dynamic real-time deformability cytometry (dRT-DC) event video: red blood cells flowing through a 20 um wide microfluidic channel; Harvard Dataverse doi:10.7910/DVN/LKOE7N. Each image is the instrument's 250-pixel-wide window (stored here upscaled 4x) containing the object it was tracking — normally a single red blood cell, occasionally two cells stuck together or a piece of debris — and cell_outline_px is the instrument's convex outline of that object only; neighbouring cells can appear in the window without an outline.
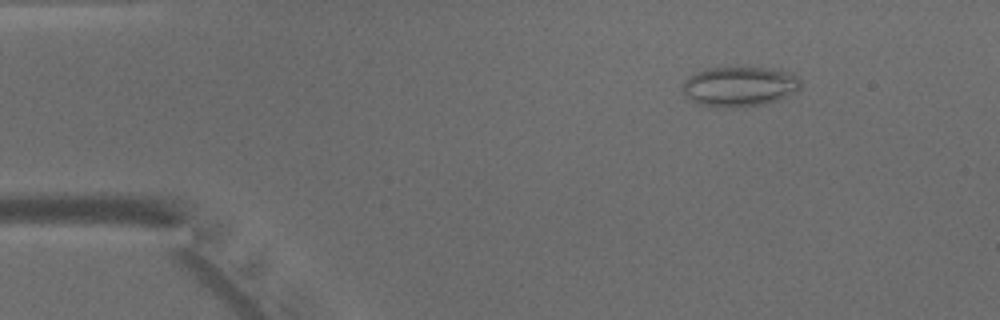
{"species": "common noctule bat (a hibernating species)", "species_latin": "Nyctalus noctula", "temperature_condition": "warm", "stored_images_in_passage": 44, "camera_frame_rate_fps": 3000, "um_per_image_px": 0.085, "animal": {"sex": "male", "body_mass_g": 15.6}, "frame": {"image": 1, "passage_image": 4, "time_ms": 1.0, "image_size_px": [1000, 320], "cell_outline_px": [[800, 88], [796, 92], [776, 100], [764, 104], [744, 108], [720, 108], [696, 104], [684, 92], [684, 80], [688, 76], [704, 68], [768, 68], [796, 72], [800, 80]], "centroid_in_image_um": [62.89, 7.36], "position_along_channel_um": 22.1, "area_um2": 27.86}}
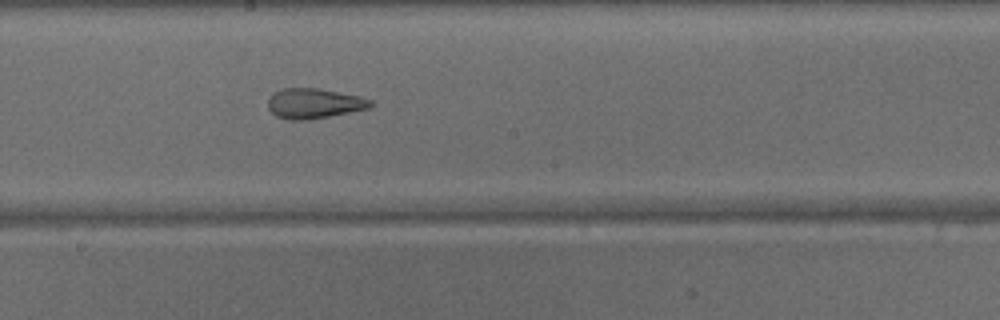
{"frame": {"image": 2, "passage_image": 23, "time_ms": 7.333, "image_size_px": [1000, 320], "cell_outline_px": [[372, 104], [368, 108], [308, 120], [288, 120], [276, 116], [268, 108], [268, 100], [280, 88], [320, 88], [360, 96], [372, 100]], "centroid_in_image_um": [26.68, 8.78], "position_along_channel_um": 221.5, "area_um2": 17.86}}
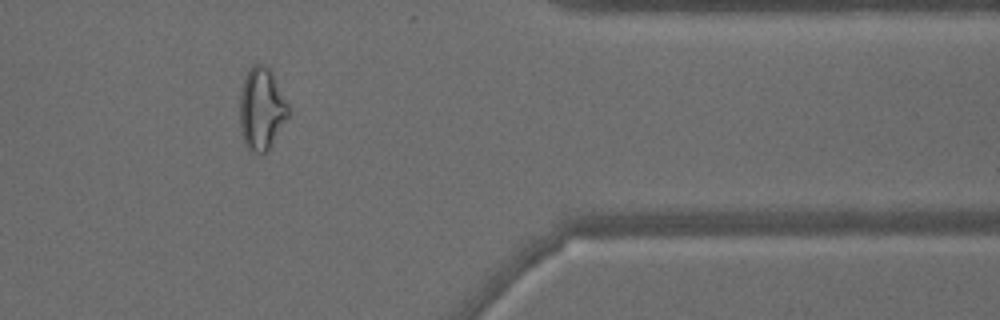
{"frame": {"image": 3, "passage_image": 36, "time_ms": 11.667, "image_size_px": [1000, 320], "cell_outline_px": [[288, 120], [268, 152], [256, 152], [248, 148], [244, 144], [240, 132], [240, 92], [244, 76], [248, 68], [252, 64], [264, 64], [272, 72], [288, 104]], "centroid_in_image_um": [22.23, 9.25], "position_along_channel_um": 389.2, "area_um2": 23.64}}